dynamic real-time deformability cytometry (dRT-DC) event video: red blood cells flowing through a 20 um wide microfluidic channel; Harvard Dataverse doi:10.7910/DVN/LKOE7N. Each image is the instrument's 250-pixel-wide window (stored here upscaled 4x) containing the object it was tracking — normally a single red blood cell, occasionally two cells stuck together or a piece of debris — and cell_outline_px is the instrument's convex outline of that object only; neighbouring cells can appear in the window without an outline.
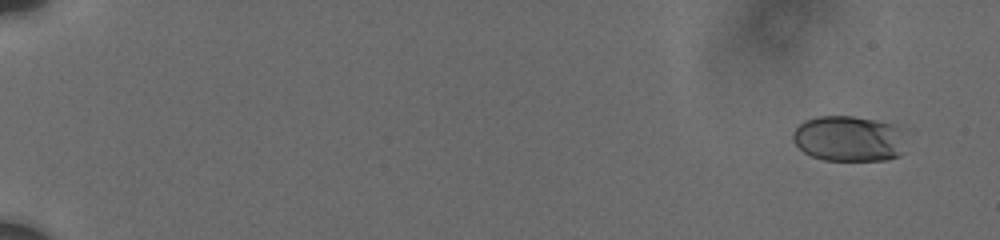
{"species": "human", "species_latin": "Homo sapiens", "temperature_condition": "cold", "stored_images_in_passage": 77, "camera_frame_rate_fps": 3000, "um_per_image_px": 0.085, "donor": {"sex": "male"}, "frame": {"image": 1, "passage_image": 1, "time_ms": 0.0, "image_size_px": [1000, 240], "cell_outline_px": [[900, 156], [884, 160], [824, 160], [812, 156], [804, 152], [792, 140], [792, 132], [804, 120], [816, 116], [852, 116], [876, 120], [892, 124], [896, 128], [900, 152]], "centroid_in_image_um": [72.0, 11.78], "position_along_channel_um": 13.0, "area_um2": 29.3}}
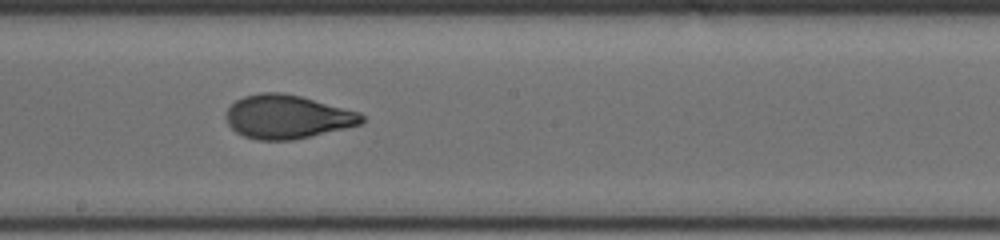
{"frame": {"image": 2, "passage_image": 46, "time_ms": 10.667, "image_size_px": [1000, 240], "cell_outline_px": [[364, 120], [360, 124], [344, 128], [292, 140], [256, 140], [244, 136], [236, 132], [228, 124], [224, 116], [228, 108], [236, 100], [244, 96], [260, 92], [280, 92], [300, 96], [360, 112], [364, 116]], "centroid_in_image_um": [24.38, 9.92], "position_along_channel_um": 223.8, "area_um2": 34.39}}
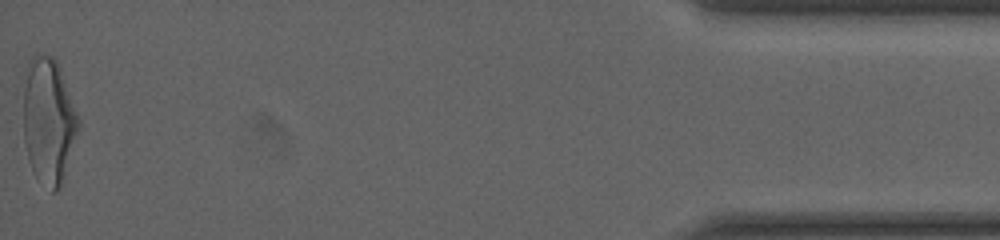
{"frame": {"image": 3, "passage_image": 77, "time_ms": 18.333, "image_size_px": [1000, 240], "cell_outline_px": [[80, 128], [60, 188], [56, 192], [52, 192], [36, 180], [28, 160], [24, 140], [24, 88], [28, 60], [36, 52], [52, 56], [56, 60], [60, 68], [80, 120]], "centroid_in_image_um": [4.13, 10.29], "position_along_channel_um": 431.1, "area_um2": 40.81}, "authors_computed_cell_mechanics": {"area_um2": 34.0442, "velocity_mm_per_s": 3.7387, "shape_relaxation_time_tau1_ms": 4.9393, "shape_relaxation_time_tau2_ms": 0.8565, "deformation_change_tau1": 0.1927, "deformation_change_tau2": 0.062}}